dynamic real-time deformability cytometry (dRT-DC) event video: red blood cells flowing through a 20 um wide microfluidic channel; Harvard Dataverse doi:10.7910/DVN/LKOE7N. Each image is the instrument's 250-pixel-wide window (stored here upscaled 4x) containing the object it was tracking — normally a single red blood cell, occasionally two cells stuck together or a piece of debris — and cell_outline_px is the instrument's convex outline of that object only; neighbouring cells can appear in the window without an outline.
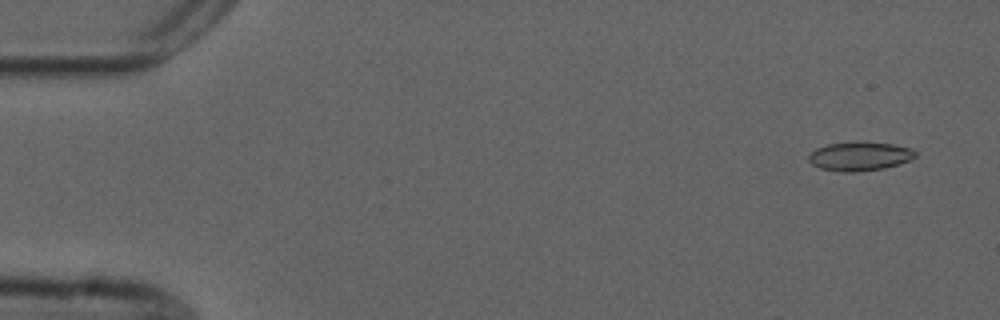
{"species": "common noctule bat (a hibernating species)", "species_latin": "Nyctalus noctula", "temperature_condition": "cold", "stored_images_in_passage": 10, "camera_frame_rate_fps": 3000, "um_per_image_px": 0.085, "animal": {"sex": "male", "forearm_length_mm": 52.5}, "frame": {"image": 1, "passage_image": 3, "time_ms": 0.667, "image_size_px": [1000, 320], "cell_outline_px": [[916, 156], [900, 164], [884, 168], [856, 172], [840, 172], [820, 168], [812, 164], [808, 160], [808, 156], [816, 148], [828, 144], [856, 140], [892, 144], [912, 148], [916, 152]], "centroid_in_image_um": [73.06, 13.27], "position_along_channel_um": 11.9, "area_um2": 18.26}}